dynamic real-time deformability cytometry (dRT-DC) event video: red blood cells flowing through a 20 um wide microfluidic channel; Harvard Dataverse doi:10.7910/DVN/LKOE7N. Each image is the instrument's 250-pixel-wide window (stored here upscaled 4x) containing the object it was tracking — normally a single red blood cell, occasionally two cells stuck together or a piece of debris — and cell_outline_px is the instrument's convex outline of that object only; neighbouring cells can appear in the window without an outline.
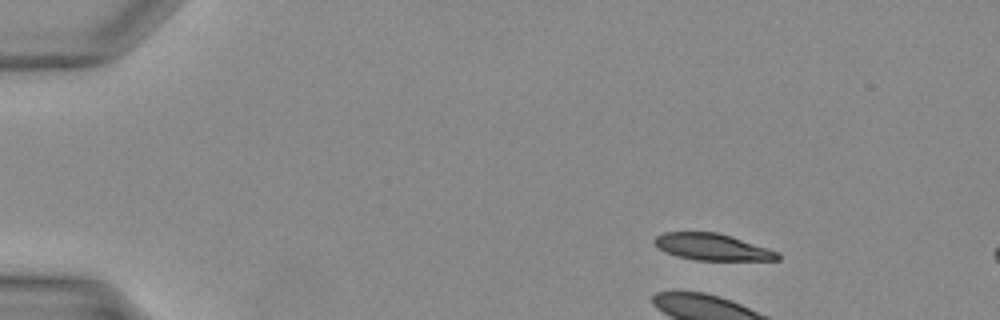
{"species": "Egyptian fruit bat (a non-hibernating species)", "species_latin": "Rousettus aegyptiacus", "temperature_condition": "warm", "stored_images_in_passage": 6, "camera_frame_rate_fps": 3000, "um_per_image_px": 0.085, "animal": {"sex": "female"}, "frame": {"image": 1, "passage_image": 1, "time_ms": 0.0, "image_size_px": [1000, 320], "cell_outline_px": [[780, 260], [696, 260], [676, 256], [660, 248], [652, 240], [656, 236], [664, 232], [716, 232], [732, 236], [780, 252]], "centroid_in_image_um": [60.58, 20.99], "position_along_channel_um": 24.4, "area_um2": 19.07}}